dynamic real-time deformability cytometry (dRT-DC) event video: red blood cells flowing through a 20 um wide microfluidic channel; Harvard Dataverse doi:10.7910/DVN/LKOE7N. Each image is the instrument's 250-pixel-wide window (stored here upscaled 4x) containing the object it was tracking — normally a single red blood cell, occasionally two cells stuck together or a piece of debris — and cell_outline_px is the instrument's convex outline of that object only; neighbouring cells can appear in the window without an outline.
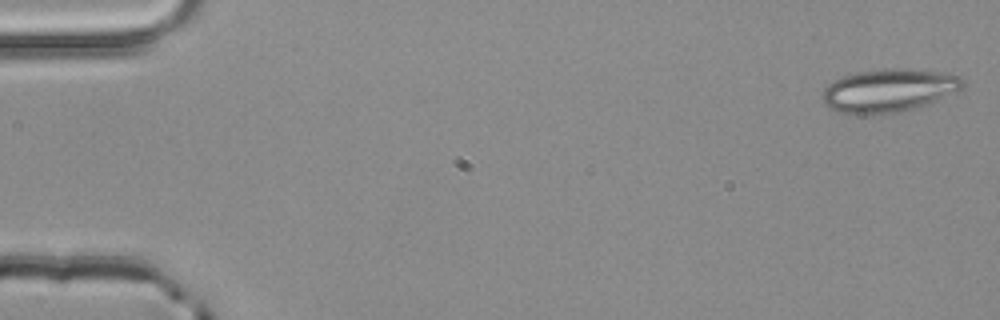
{"species": "common noctule bat (a hibernating species)", "species_latin": "Nyctalus noctula", "temperature_condition": "room temperature", "stored_images_in_passage": 5, "camera_frame_rate_fps": 3000, "um_per_image_px": 0.085, "animal": {"sex": "male", "body_mass_g": 20.4}, "frame": {"image": 1, "passage_image": 1, "time_ms": 0.0, "image_size_px": [1000, 320], "cell_outline_px": [[964, 84], [956, 92], [924, 104], [912, 108], [896, 112], [860, 116], [836, 112], [828, 108], [824, 104], [824, 88], [828, 84], [844, 76], [856, 72], [884, 68], [908, 68], [940, 72], [960, 76], [964, 80]], "centroid_in_image_um": [75.5, 7.69], "position_along_channel_um": 9.5, "area_um2": 35.26}}
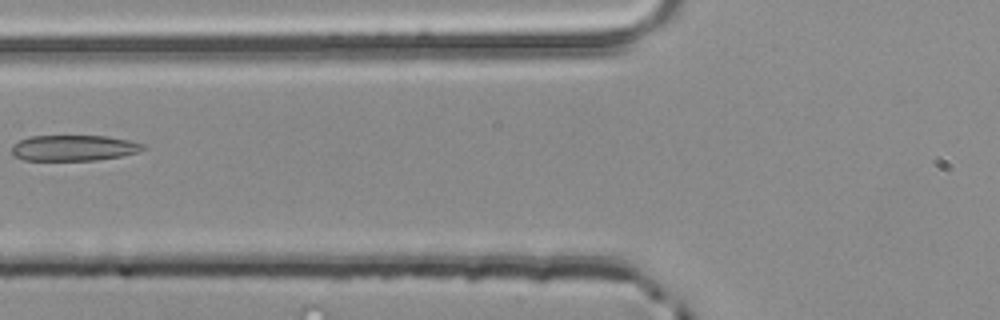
{"frame": {"image": 2, "passage_image": 5, "time_ms": 1.333, "image_size_px": [1000, 320], "cell_outline_px": [[148, 148], [136, 152], [120, 156], [96, 160], [24, 160], [16, 156], [12, 152], [12, 144], [28, 136], [108, 136], [128, 140], [144, 144]], "centroid_in_image_um": [6.27, 12.57], "position_along_channel_um": 119.5, "area_um2": 19.65}}